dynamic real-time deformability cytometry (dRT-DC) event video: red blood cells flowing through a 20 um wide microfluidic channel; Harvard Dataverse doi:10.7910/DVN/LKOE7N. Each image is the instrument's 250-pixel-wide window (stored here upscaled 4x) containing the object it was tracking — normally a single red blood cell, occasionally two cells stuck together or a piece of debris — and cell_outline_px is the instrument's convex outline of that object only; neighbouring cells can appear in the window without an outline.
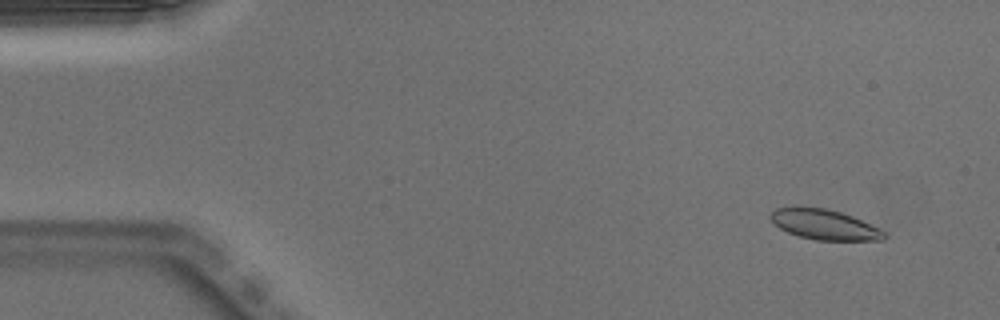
{"species": "Egyptian fruit bat (a non-hibernating species)", "species_latin": "Rousettus aegyptiacus", "temperature_condition": "warm", "stored_images_in_passage": 52, "segment_of_instrument_passage": [1, 2], "camera_frame_rate_fps": 3000, "um_per_image_px": 0.085, "animal": {"sex": "male"}, "frame": {"image": 1, "passage_image": 4, "time_ms": 1.0, "image_size_px": [1000, 320], "cell_outline_px": [[888, 236], [884, 240], [816, 240], [800, 236], [788, 232], [780, 228], [768, 216], [776, 208], [824, 208], [840, 212], [852, 216], [880, 228]], "centroid_in_image_um": [70.13, 19.11], "position_along_channel_um": 14.9, "area_um2": 19.59}}
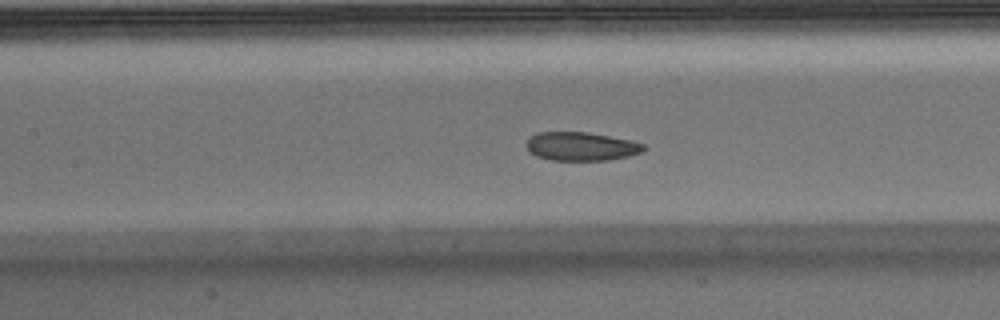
{"frame": {"image": 2, "passage_image": 23, "time_ms": 7.333, "image_size_px": [1000, 320], "cell_outline_px": [[648, 148], [640, 152], [628, 156], [608, 160], [552, 160], [536, 156], [528, 152], [524, 144], [536, 132], [588, 132], [632, 140], [644, 144]], "centroid_in_image_um": [49.39, 12.44], "position_along_channel_um": 158.0, "area_um2": 19.71}}
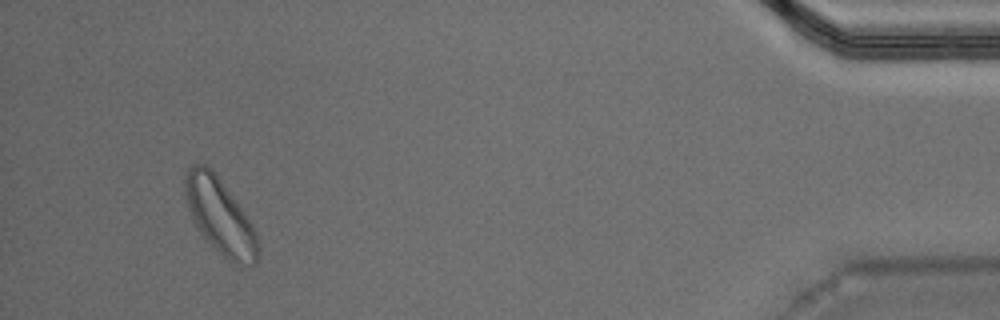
{"frame": {"image": 3, "passage_image": 48, "time_ms": 15.667, "image_size_px": [1000, 320], "cell_outline_px": [[260, 252], [256, 264], [232, 264], [196, 228], [188, 208], [184, 192], [184, 176], [188, 168], [192, 164], [204, 164], [212, 168], [216, 172], [256, 232], [260, 244]], "centroid_in_image_um": [18.69, 18.36], "position_along_channel_um": 416.5, "area_um2": 31.85}}